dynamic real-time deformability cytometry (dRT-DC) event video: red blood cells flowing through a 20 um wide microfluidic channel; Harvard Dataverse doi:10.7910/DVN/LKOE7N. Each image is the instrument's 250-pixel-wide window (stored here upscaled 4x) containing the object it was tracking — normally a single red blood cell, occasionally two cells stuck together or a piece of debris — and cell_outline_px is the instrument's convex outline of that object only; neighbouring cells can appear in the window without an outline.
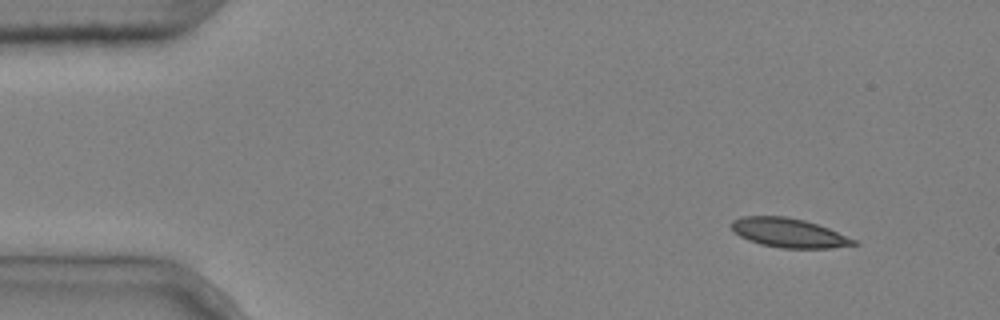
{"species": "common noctule bat (a hibernating species)", "species_latin": "Nyctalus noctula", "temperature_condition": "cold", "stored_images_in_passage": 3, "camera_frame_rate_fps": 3000, "um_per_image_px": 0.085, "animal": {"sex": "male", "body_mass_g": 20.4}, "frame": {"image": 1, "passage_image": 1, "time_ms": 0.0, "image_size_px": [1000, 320], "cell_outline_px": [[860, 244], [832, 248], [784, 248], [760, 244], [748, 240], [740, 236], [728, 224], [732, 220], [744, 216], [784, 216], [804, 220], [828, 228], [856, 240]], "centroid_in_image_um": [67.04, 19.79], "position_along_channel_um": 18.0, "area_um2": 20.69}}
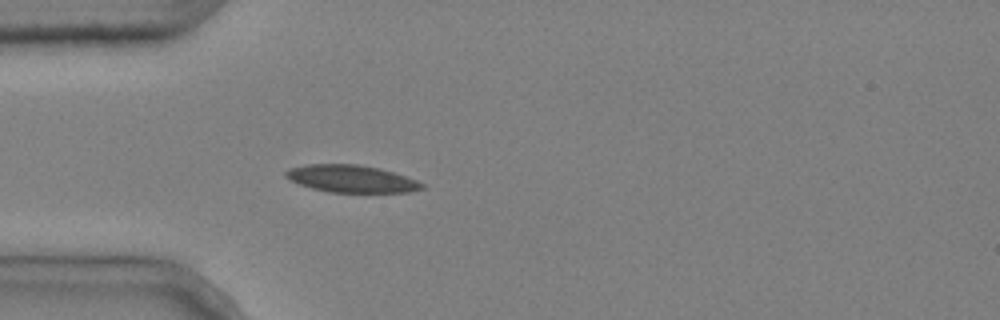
{"frame": {"image": 2, "passage_image": 3, "time_ms": 0.667, "image_size_px": [1000, 320], "cell_outline_px": [[424, 188], [408, 192], [328, 192], [312, 188], [300, 184], [284, 176], [284, 172], [288, 168], [308, 164], [356, 164], [380, 168], [416, 180], [424, 184]], "centroid_in_image_um": [29.84, 15.19], "position_along_channel_um": 55.2, "area_um2": 21.5}}